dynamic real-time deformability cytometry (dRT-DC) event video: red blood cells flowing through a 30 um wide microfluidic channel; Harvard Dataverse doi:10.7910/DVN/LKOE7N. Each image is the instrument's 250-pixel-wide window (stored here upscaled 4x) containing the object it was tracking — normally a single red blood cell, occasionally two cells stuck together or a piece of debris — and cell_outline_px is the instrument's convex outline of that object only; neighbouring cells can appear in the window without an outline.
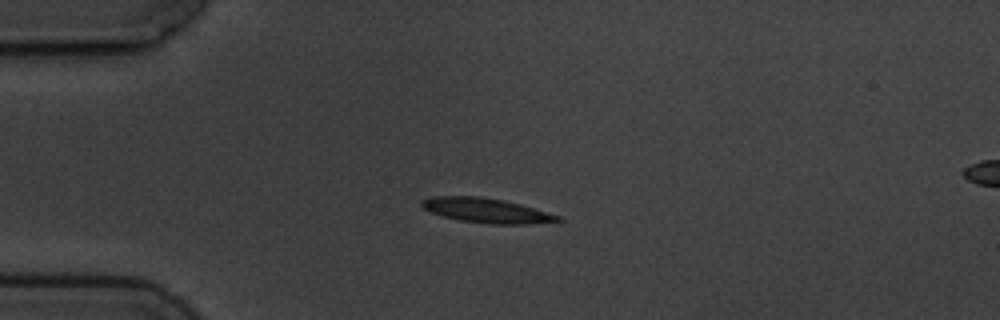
{"species": "common noctule bat (a hibernating species)", "species_latin": "Nyctalus noctula", "temperature_condition": "cold", "stored_images_in_passage": 6, "camera_frame_rate_fps": 3000, "um_per_image_px": 0.085, "animal": {"sex": "male", "body_mass_g": 19.5, "forearm_length_mm": 54.6}, "frame": {"image": 1, "passage_image": 3, "time_ms": 2.667, "image_size_px": [1000, 320], "cell_outline_px": [[564, 220], [532, 224], [488, 224], [460, 220], [444, 216], [432, 212], [424, 208], [420, 204], [420, 200], [432, 196], [480, 196], [504, 200], [520, 204], [560, 216]], "centroid_in_image_um": [41.34, 17.89], "position_along_channel_um": 43.7, "area_um2": 19.48}}
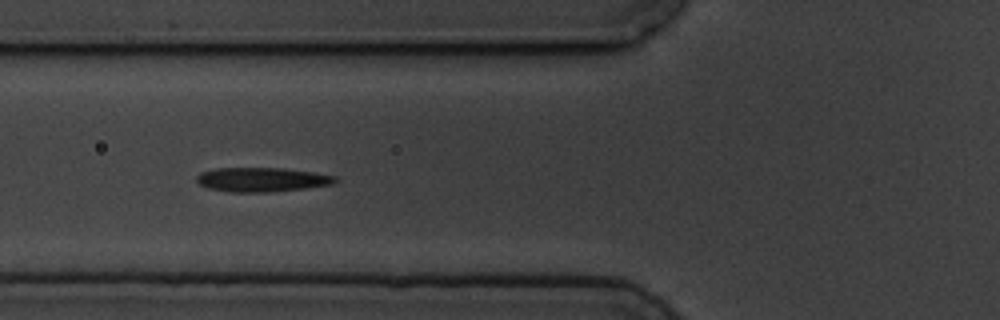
{"frame": {"image": 2, "passage_image": 5, "time_ms": 5.0, "image_size_px": [1000, 320], "cell_outline_px": [[340, 180], [332, 184], [304, 188], [272, 192], [228, 192], [208, 188], [200, 184], [196, 180], [196, 176], [200, 172], [216, 168], [284, 168], [316, 172], [336, 176]], "centroid_in_image_um": [22.27, 15.26], "position_along_channel_um": 103.5, "area_um2": 19.77}}
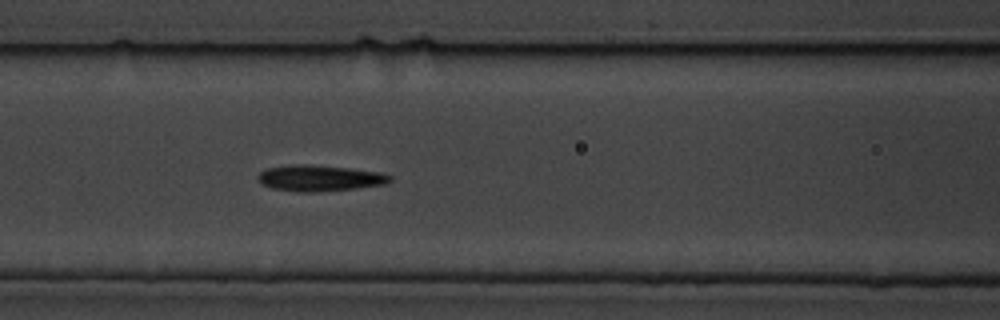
{"frame": {"image": 3, "passage_image": 6, "time_ms": 6.0, "image_size_px": [1000, 320], "cell_outline_px": [[392, 180], [384, 184], [356, 188], [316, 192], [296, 192], [272, 188], [264, 184], [256, 176], [260, 172], [268, 168], [292, 164], [304, 164], [348, 168], [380, 172], [392, 176]], "centroid_in_image_um": [27.17, 15.14], "position_along_channel_um": 139.4, "area_um2": 19.88}}